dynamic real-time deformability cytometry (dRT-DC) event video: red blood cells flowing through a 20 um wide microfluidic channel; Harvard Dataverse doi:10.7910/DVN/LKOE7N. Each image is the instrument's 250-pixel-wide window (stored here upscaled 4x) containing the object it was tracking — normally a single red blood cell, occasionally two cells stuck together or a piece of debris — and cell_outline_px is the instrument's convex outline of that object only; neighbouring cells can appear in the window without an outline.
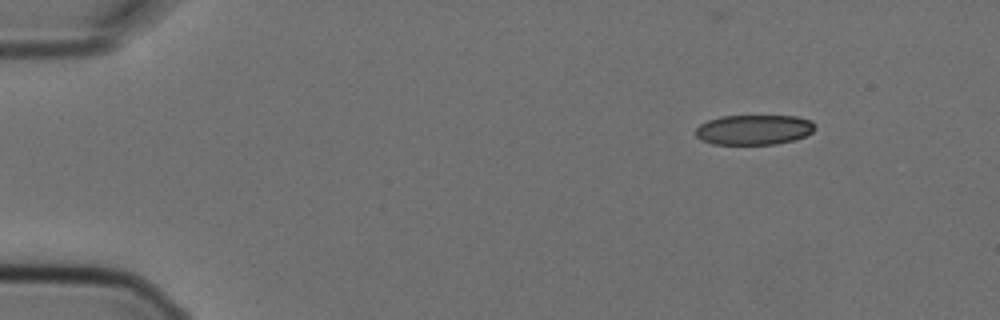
{"species": "Egyptian fruit bat (a non-hibernating species)", "species_latin": "Rousettus aegyptiacus", "temperature_condition": "cold", "stored_images_in_passage": 5, "camera_frame_rate_fps": 3000, "um_per_image_px": 0.085, "animal": {"sex": "female"}, "frame": {"image": 1, "passage_image": 1, "time_ms": 0.0, "image_size_px": [1000, 320], "cell_outline_px": [[816, 128], [812, 132], [796, 140], [776, 144], [712, 144], [696, 136], [696, 128], [700, 124], [708, 120], [720, 116], [796, 116], [812, 120], [816, 124]], "centroid_in_image_um": [64.13, 11.02], "position_along_channel_um": 20.9, "area_um2": 20.98}}
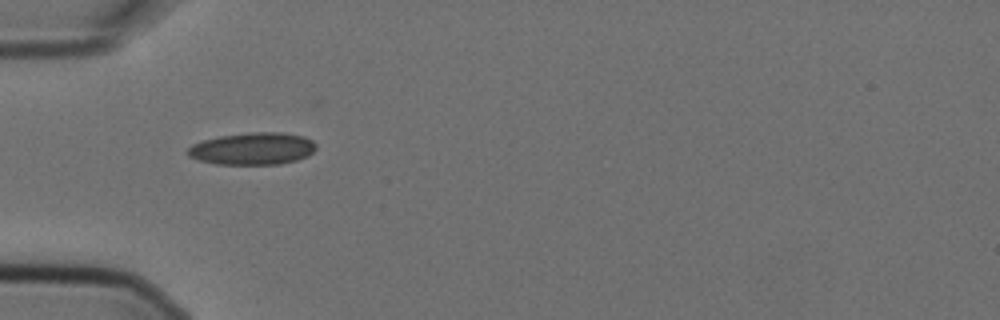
{"frame": {"image": 2, "passage_image": 4, "time_ms": 1.0, "image_size_px": [1000, 320], "cell_outline_px": [[316, 148], [308, 156], [296, 160], [280, 164], [216, 164], [200, 160], [188, 156], [188, 148], [192, 144], [204, 140], [220, 136], [252, 132], [284, 132], [304, 136], [312, 140], [316, 144]], "centroid_in_image_um": [21.5, 12.63], "position_along_channel_um": 63.5, "area_um2": 24.04}}
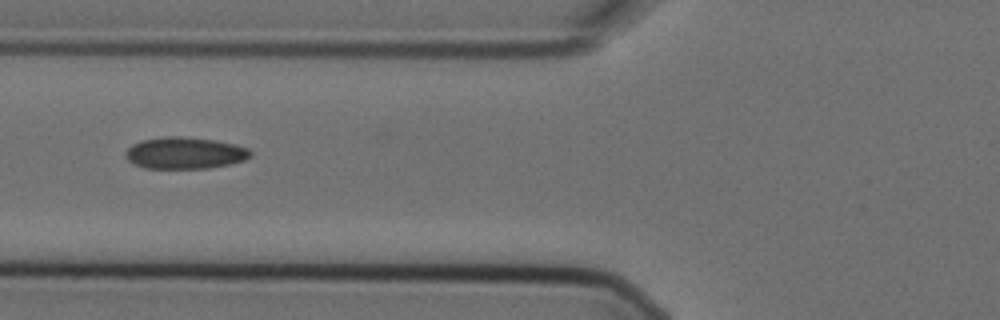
{"frame": {"image": 3, "passage_image": 5, "time_ms": 1.333, "image_size_px": [1000, 320], "cell_outline_px": [[252, 156], [244, 160], [228, 164], [208, 168], [144, 168], [132, 164], [124, 156], [124, 152], [132, 144], [140, 140], [164, 136], [180, 136], [212, 140], [236, 144], [248, 148], [252, 152]], "centroid_in_image_um": [15.67, 13.0], "position_along_channel_um": 110.1, "area_um2": 23.24}}